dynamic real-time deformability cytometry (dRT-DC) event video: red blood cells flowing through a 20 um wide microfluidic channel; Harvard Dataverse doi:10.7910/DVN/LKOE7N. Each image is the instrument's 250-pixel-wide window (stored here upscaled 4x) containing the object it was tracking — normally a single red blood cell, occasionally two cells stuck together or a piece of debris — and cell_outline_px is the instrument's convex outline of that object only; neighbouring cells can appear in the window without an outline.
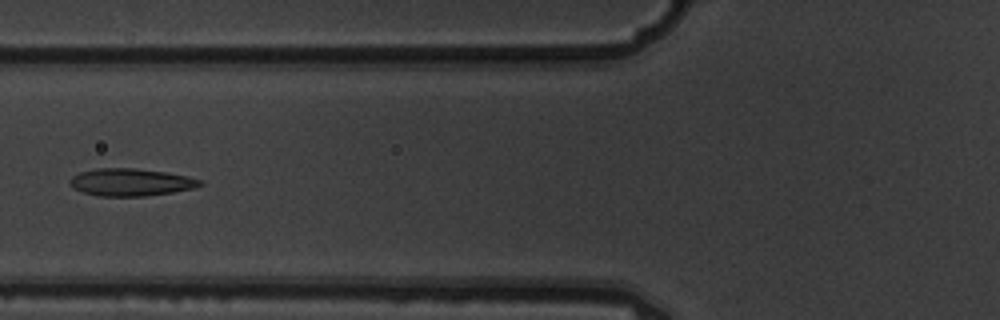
{"species": "common noctule bat (a hibernating species)", "species_latin": "Nyctalus noctula", "temperature_condition": "warm", "stored_images_in_passage": 9, "camera_frame_rate_fps": 3000, "um_per_image_px": 0.085, "animal": {"sex": "male", "body_mass_g": 19.5, "forearm_length_mm": 54.6}, "frame": {"image": 1, "passage_image": 6, "time_ms": 1.667, "image_size_px": [1000, 320], "cell_outline_px": [[204, 184], [196, 188], [172, 192], [144, 196], [96, 196], [72, 188], [68, 184], [68, 180], [72, 176], [80, 172], [96, 168], [136, 168], [164, 172], [188, 176], [200, 180]], "centroid_in_image_um": [11.08, 15.49], "position_along_channel_um": 114.7, "area_um2": 20.92}}
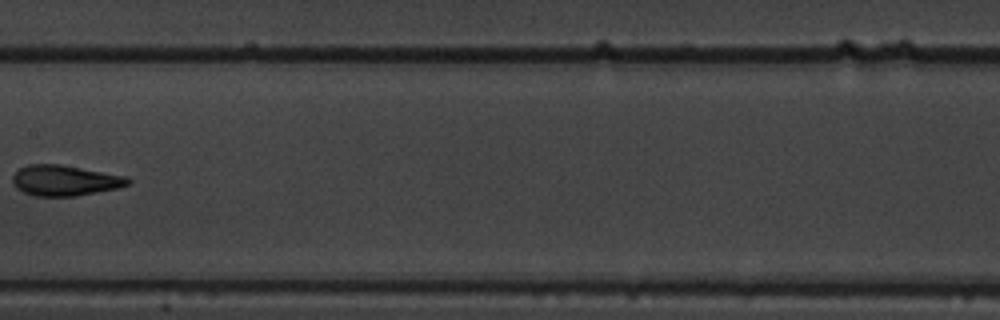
{"frame": {"image": 2, "passage_image": 8, "time_ms": 2.333, "image_size_px": [1000, 320], "cell_outline_px": [[132, 180], [128, 184], [116, 188], [76, 196], [36, 196], [24, 192], [16, 188], [12, 180], [12, 176], [20, 168], [28, 164], [60, 164], [124, 176]], "centroid_in_image_um": [5.47, 15.34], "position_along_channel_um": 201.9, "area_um2": 20.29}}
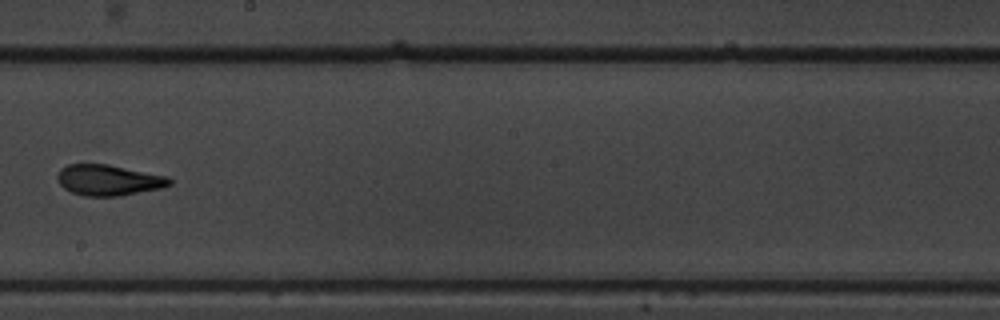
{"frame": {"image": 3, "passage_image": 9, "time_ms": 2.667, "image_size_px": [1000, 320], "cell_outline_px": [[172, 184], [160, 188], [120, 196], [84, 196], [72, 192], [64, 188], [60, 184], [56, 176], [60, 168], [68, 164], [108, 164], [168, 176], [172, 180]], "centroid_in_image_um": [9.22, 15.3], "position_along_channel_um": 239.0, "area_um2": 20.17}}